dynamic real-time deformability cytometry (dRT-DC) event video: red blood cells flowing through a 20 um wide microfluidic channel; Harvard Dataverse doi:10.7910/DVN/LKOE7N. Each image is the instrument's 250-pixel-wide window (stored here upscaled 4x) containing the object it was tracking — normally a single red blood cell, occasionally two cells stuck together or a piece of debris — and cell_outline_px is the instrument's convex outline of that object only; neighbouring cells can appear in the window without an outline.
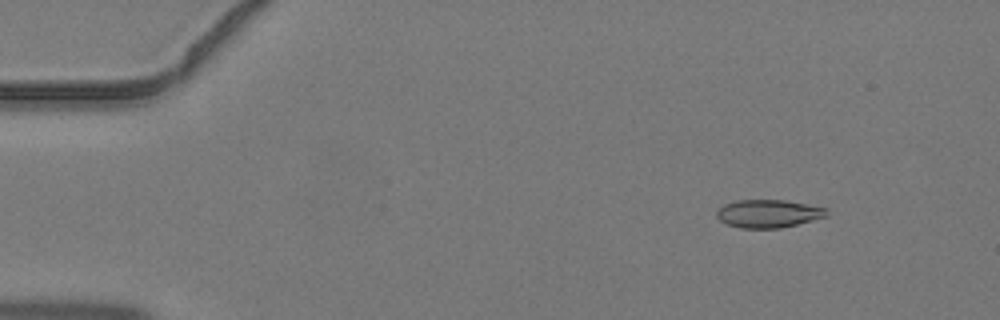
{"species": "common noctule bat (a hibernating species)", "species_latin": "Nyctalus noctula", "temperature_condition": "warm", "stored_images_in_passage": 3, "camera_frame_rate_fps": 3000, "um_per_image_px": 0.085, "animal": {"sex": "male", "body_mass_g": 19.2, "forearm_length_mm": 51.8}, "frame": {"image": 1, "passage_image": 1, "time_ms": 0.0, "image_size_px": [1000, 320], "cell_outline_px": [[828, 216], [780, 228], [740, 228], [728, 224], [720, 220], [716, 216], [716, 212], [724, 204], [736, 200], [784, 200], [808, 204], [828, 208]], "centroid_in_image_um": [65.32, 18.15], "position_along_channel_um": 19.7, "area_um2": 17.92}}